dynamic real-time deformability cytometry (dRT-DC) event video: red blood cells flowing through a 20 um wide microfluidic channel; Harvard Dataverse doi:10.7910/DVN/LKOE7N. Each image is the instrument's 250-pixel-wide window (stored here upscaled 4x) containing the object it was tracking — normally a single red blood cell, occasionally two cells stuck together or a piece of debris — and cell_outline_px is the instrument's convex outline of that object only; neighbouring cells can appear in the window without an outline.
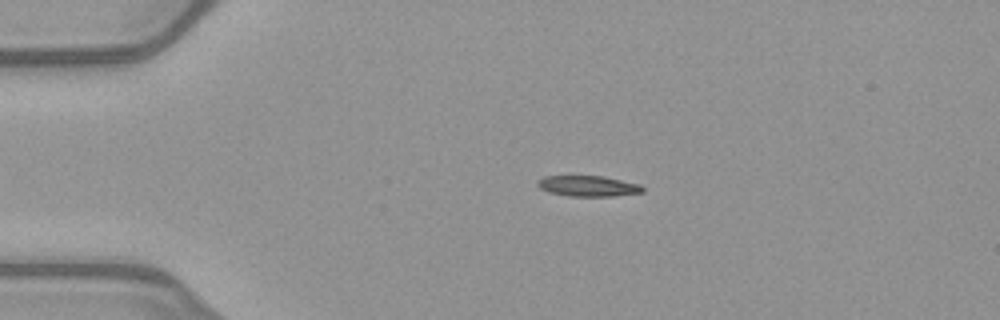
{"species": "common noctule bat (a hibernating species)", "species_latin": "Nyctalus noctula", "temperature_condition": "warm", "stored_images_in_passage": 41, "camera_frame_rate_fps": 3000, "um_per_image_px": 0.085, "animal": {"sex": "female", "body_mass_g": 21.9}, "frame": {"image": 1, "passage_image": 7, "time_ms": 2.0, "image_size_px": [1000, 320], "cell_outline_px": [[644, 192], [612, 196], [568, 196], [548, 192], [540, 188], [536, 184], [536, 180], [544, 176], [604, 176], [640, 184], [644, 188]], "centroid_in_image_um": [49.97, 15.81], "position_along_channel_um": 35.0, "area_um2": 12.77}}
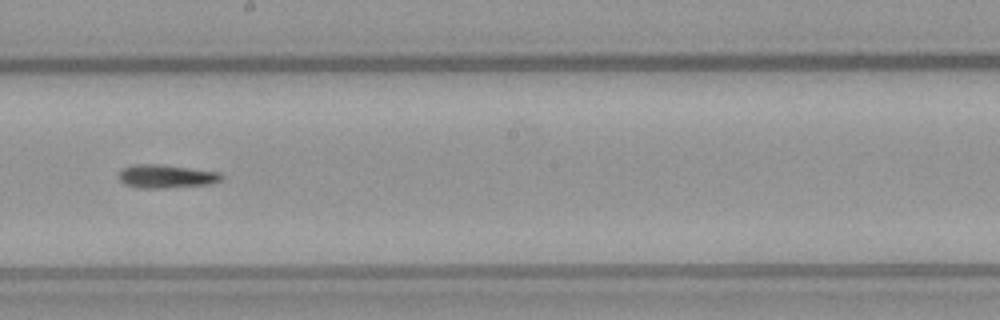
{"frame": {"image": 2, "passage_image": 25, "time_ms": 8.0, "image_size_px": [1000, 320], "cell_outline_px": [[224, 176], [220, 180], [208, 184], [164, 188], [136, 188], [124, 184], [116, 176], [124, 168], [132, 164], [156, 164], [220, 172]], "centroid_in_image_um": [14.07, 14.99], "position_along_channel_um": 234.1, "area_um2": 13.93}}
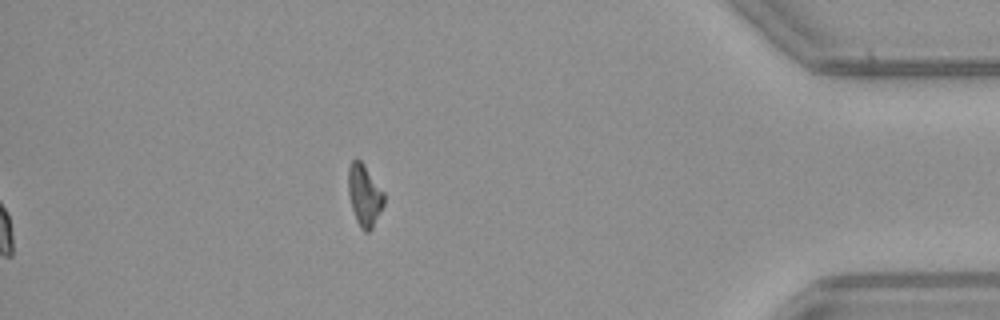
{"frame": {"image": 3, "passage_image": 41, "time_ms": 13.333, "image_size_px": [1000, 320], "cell_outline_px": [[384, 204], [372, 228], [368, 232], [364, 232], [360, 228], [356, 220], [352, 208], [348, 192], [348, 168], [352, 160], [360, 160], [364, 164], [384, 192]], "centroid_in_image_um": [30.97, 16.6], "position_along_channel_um": 404.2, "area_um2": 12.77}}